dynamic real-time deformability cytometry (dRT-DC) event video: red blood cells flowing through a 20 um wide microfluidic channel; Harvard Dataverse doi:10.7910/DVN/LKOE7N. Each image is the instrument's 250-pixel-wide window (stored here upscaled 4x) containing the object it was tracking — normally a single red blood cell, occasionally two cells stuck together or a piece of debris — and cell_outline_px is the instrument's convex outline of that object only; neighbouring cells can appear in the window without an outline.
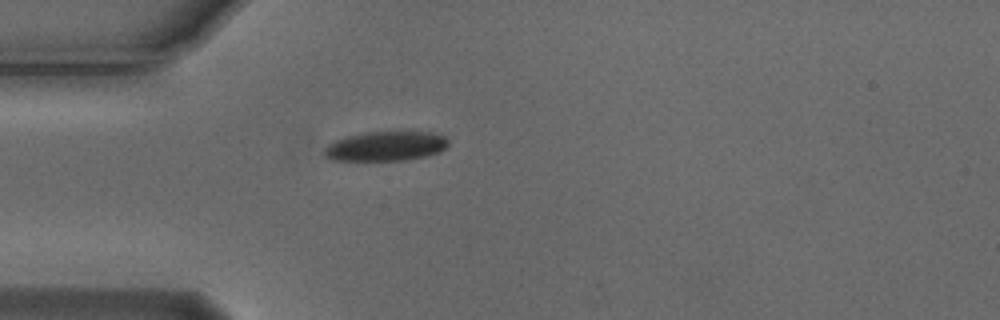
{"species": "Egyptian fruit bat (a non-hibernating species)", "species_latin": "Rousettus aegyptiacus", "temperature_condition": "cold", "stored_images_in_passage": 1, "camera_frame_rate_fps": 3000, "um_per_image_px": 0.085, "animal": {"sex": "male"}, "frame": {"image": 1, "passage_image": 1, "time_ms": 0.0, "image_size_px": [1000, 320], "cell_outline_px": [[448, 144], [440, 152], [424, 156], [404, 160], [332, 160], [324, 156], [324, 148], [328, 144], [336, 140], [348, 136], [364, 132], [392, 128], [432, 132], [444, 136], [448, 140]], "centroid_in_image_um": [32.81, 12.36], "position_along_channel_um": 52.2, "area_um2": 22.2}}